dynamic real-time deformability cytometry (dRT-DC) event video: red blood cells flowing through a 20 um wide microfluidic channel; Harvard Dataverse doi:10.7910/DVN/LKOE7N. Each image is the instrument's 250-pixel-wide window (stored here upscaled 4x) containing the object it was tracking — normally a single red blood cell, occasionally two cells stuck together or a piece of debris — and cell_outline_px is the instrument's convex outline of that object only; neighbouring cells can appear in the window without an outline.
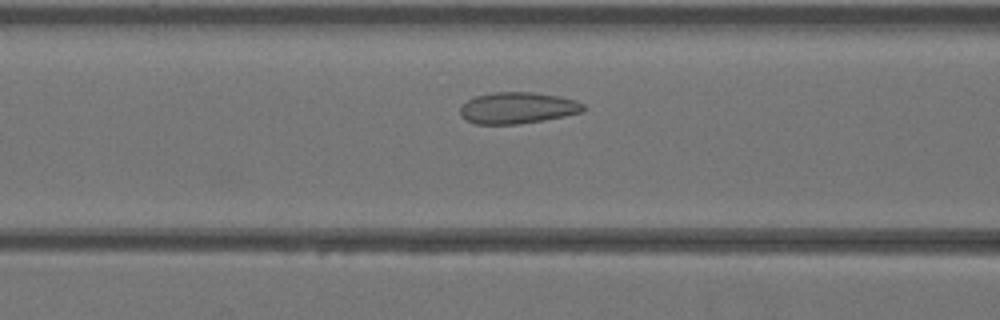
{"species": "Egyptian fruit bat (a non-hibernating species)", "species_latin": "Rousettus aegyptiacus", "temperature_condition": "warm", "stored_images_in_passage": 35, "camera_frame_rate_fps": 3000, "um_per_image_px": 0.085, "animal": {"sex": "female"}, "frame": {"image": 1, "passage_image": 10, "time_ms": 3.0, "image_size_px": [1000, 320], "cell_outline_px": [[584, 112], [564, 116], [516, 124], [476, 124], [460, 116], [460, 108], [468, 100], [476, 96], [492, 92], [532, 92], [560, 96], [576, 100], [584, 104]], "centroid_in_image_um": [44.0, 9.16], "position_along_channel_um": 122.6, "area_um2": 22.43}}
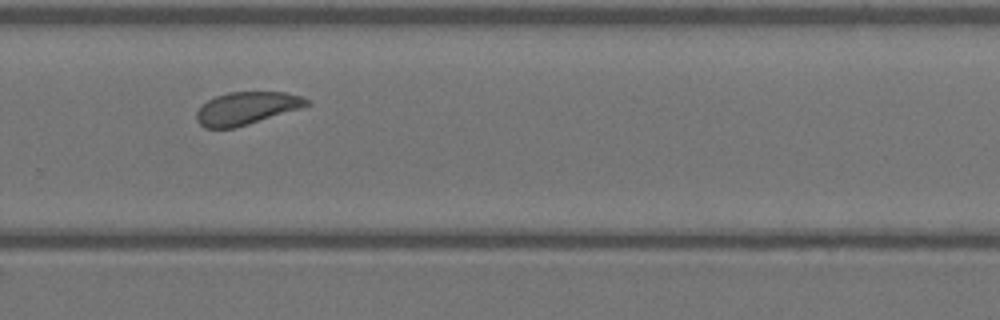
{"frame": {"image": 2, "passage_image": 22, "time_ms": 7.0, "image_size_px": [1000, 320], "cell_outline_px": [[312, 104], [300, 108], [248, 124], [232, 128], [204, 128], [196, 120], [196, 112], [208, 100], [216, 96], [228, 92], [284, 92], [304, 96], [312, 100]], "centroid_in_image_um": [20.99, 9.19], "position_along_channel_um": 308.8, "area_um2": 20.92}}
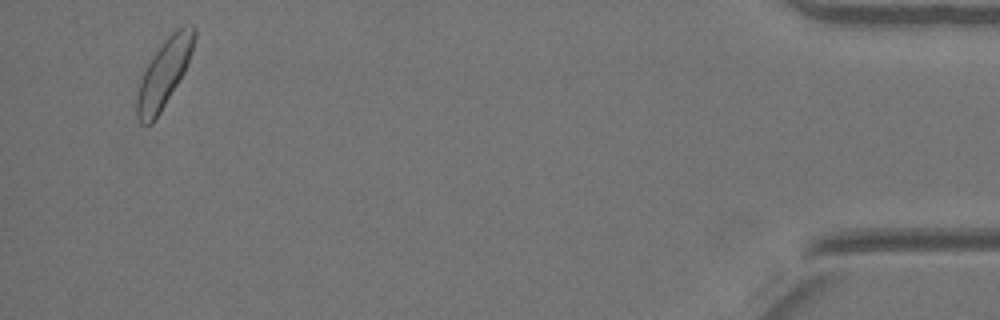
{"frame": {"image": 3, "passage_image": 34, "time_ms": 11.0, "image_size_px": [1000, 320], "cell_outline_px": [[196, 36], [184, 72], [160, 112], [152, 124], [140, 124], [136, 116], [136, 96], [140, 80], [148, 64], [164, 40], [176, 28], [184, 24], [196, 24]], "centroid_in_image_um": [13.94, 6.2], "position_along_channel_um": 421.3, "area_um2": 22.43}}